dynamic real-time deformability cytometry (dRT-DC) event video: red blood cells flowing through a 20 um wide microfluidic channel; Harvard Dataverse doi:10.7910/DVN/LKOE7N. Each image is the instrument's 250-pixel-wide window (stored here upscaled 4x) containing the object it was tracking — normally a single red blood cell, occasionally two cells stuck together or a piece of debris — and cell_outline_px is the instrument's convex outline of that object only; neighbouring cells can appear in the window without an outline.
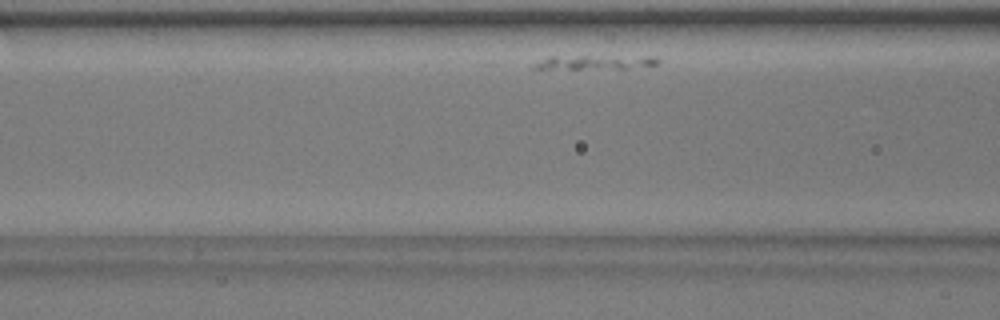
{"species": "common noctule bat (a hibernating species)", "species_latin": "Nyctalus noctula", "temperature_condition": "warm", "stored_images_in_passage": 21, "camera_frame_rate_fps": 3000, "um_per_image_px": 0.085, "animal": {"sex": "male", "body_mass_g": 17.9}, "frame": {"image": 1, "passage_image": 6, "time_ms": 1.667, "image_size_px": [1000, 320], "cell_outline_px": [[660, 64], [628, 68], [528, 68], [532, 64], [548, 56], [656, 56], [660, 60]], "centroid_in_image_um": [50.62, 5.27], "position_along_channel_um": 116.0, "area_um2": 10.17}}